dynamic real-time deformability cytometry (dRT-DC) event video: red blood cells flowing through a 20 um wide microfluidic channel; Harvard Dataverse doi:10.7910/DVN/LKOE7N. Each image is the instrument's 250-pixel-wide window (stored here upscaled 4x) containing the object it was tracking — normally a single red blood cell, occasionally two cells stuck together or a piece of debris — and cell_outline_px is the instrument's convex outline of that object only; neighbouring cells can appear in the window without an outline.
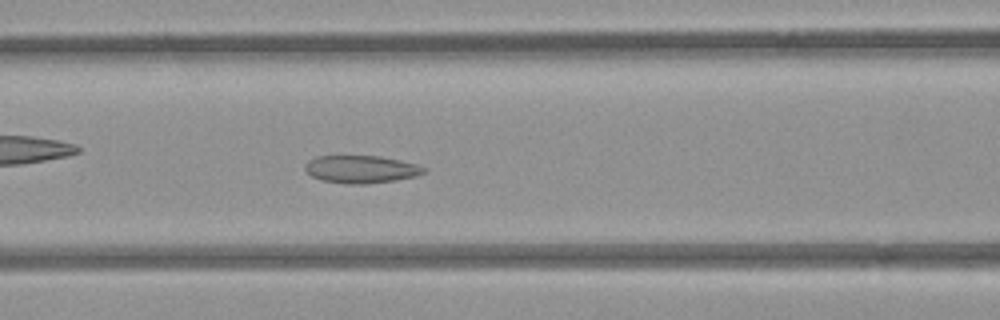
{"species": "common noctule bat (a hibernating species)", "species_latin": "Nyctalus noctula", "temperature_condition": "room temperature", "stored_images_in_passage": 51, "camera_frame_rate_fps": 3000, "um_per_image_px": 0.085, "animal": {"sex": "female", "body_mass_g": 21.9}, "frame": {"image": 1, "passage_image": 19, "time_ms": 6.0, "image_size_px": [1000, 320], "cell_outline_px": [[428, 168], [424, 172], [416, 176], [396, 180], [368, 184], [344, 184], [320, 180], [312, 176], [304, 168], [304, 164], [308, 160], [316, 156], [380, 156], [400, 160], [416, 164]], "centroid_in_image_um": [30.68, 14.39], "position_along_channel_um": 135.9, "area_um2": 19.31}}
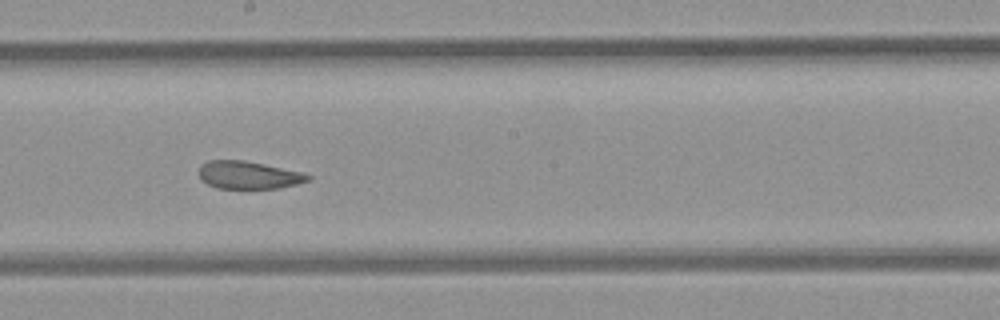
{"frame": {"image": 2, "passage_image": 26, "time_ms": 8.333, "image_size_px": [1000, 320], "cell_outline_px": [[312, 180], [280, 188], [216, 188], [200, 180], [200, 168], [208, 160], [244, 160], [304, 172], [312, 176]], "centroid_in_image_um": [21.18, 14.88], "position_along_channel_um": 227.0, "area_um2": 17.63}}
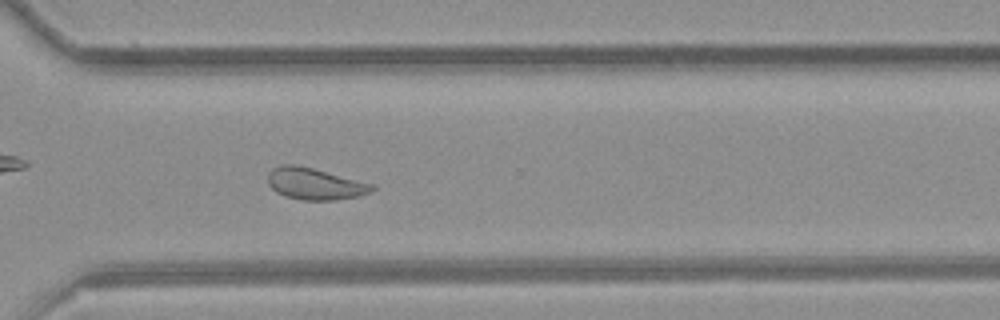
{"frame": {"image": 3, "passage_image": 35, "time_ms": 11.333, "image_size_px": [1000, 320], "cell_outline_px": [[376, 188], [372, 192], [356, 196], [336, 200], [300, 200], [284, 196], [276, 192], [268, 184], [268, 172], [272, 168], [280, 164], [296, 164], [376, 184]], "centroid_in_image_um": [26.76, 15.62], "position_along_channel_um": 343.8, "area_um2": 19.48}}